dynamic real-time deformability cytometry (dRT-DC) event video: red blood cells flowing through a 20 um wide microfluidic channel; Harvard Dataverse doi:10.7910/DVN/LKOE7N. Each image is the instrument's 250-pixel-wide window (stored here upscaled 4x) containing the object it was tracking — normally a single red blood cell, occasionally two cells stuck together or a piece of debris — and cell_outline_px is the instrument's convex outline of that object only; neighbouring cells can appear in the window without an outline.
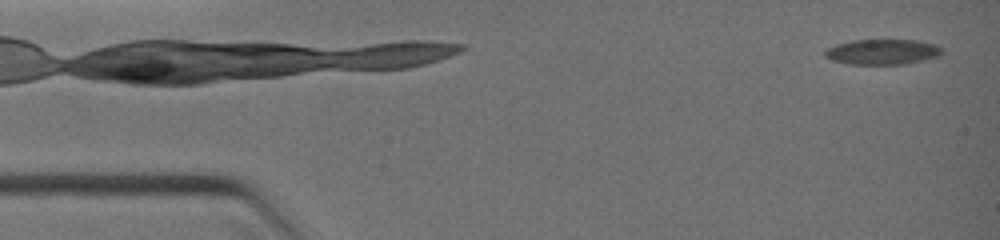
{"species": "common noctule bat (a hibernating species)", "species_latin": "Nyctalus noctula", "temperature_condition": "warm", "stored_images_in_passage": 20, "camera_frame_rate_fps": 3000, "um_per_image_px": 0.085, "animal": {"sex": "female", "body_mass_g": 19.0, "forearm_length_mm": 51.5}, "frame": {"image": 1, "passage_image": 2, "time_ms": 0.333, "image_size_px": [1000, 240], "cell_outline_px": [[940, 56], [924, 60], [904, 64], [848, 64], [832, 60], [824, 56], [824, 52], [828, 48], [836, 44], [852, 40], [916, 40], [936, 44], [940, 48]], "centroid_in_image_um": [74.99, 4.41], "position_along_channel_um": 10.0, "area_um2": 17.22}}
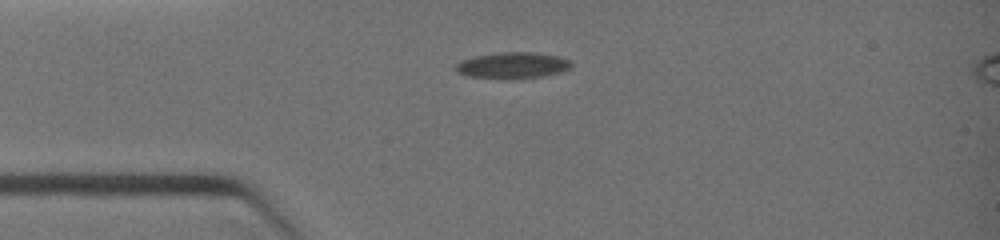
{"frame": {"image": 2, "passage_image": 15, "time_ms": 3.0, "image_size_px": [1000, 240], "cell_outline_px": [[572, 64], [568, 68], [560, 72], [544, 76], [512, 80], [500, 80], [468, 76], [456, 72], [456, 64], [460, 60], [476, 56], [496, 52], [536, 52], [560, 56], [568, 60]], "centroid_in_image_um": [43.53, 5.57], "position_along_channel_um": 41.5, "area_um2": 18.09}}
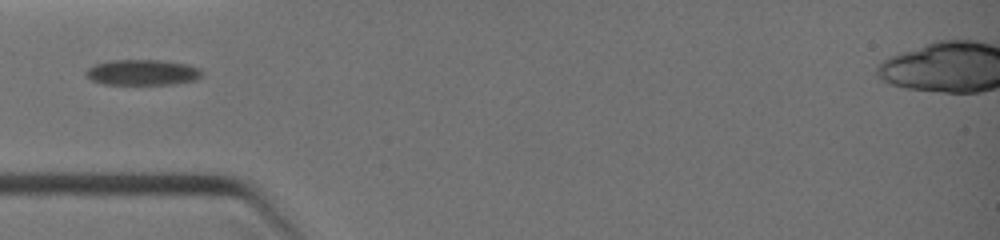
{"frame": {"image": 3, "passage_image": 20, "time_ms": 4.0, "image_size_px": [1000, 240], "cell_outline_px": [[204, 72], [196, 80], [172, 84], [104, 84], [92, 80], [84, 72], [92, 64], [108, 60], [164, 60], [188, 64], [200, 68]], "centroid_in_image_um": [12.12, 6.14], "position_along_channel_um": 72.9, "area_um2": 17.51}}